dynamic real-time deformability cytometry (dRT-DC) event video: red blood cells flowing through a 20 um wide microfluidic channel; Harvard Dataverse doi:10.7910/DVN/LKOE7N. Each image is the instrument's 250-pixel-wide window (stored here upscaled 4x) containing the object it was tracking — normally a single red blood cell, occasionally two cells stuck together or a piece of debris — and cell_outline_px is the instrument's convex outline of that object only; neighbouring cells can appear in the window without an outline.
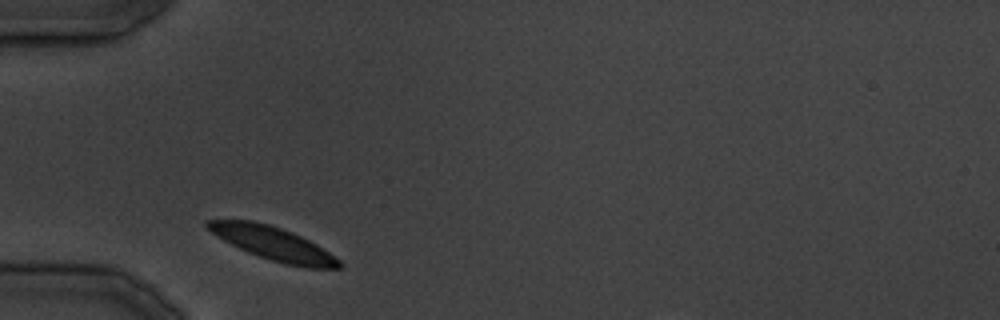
{"species": "common noctule bat (a hibernating species)", "species_latin": "Nyctalus noctula", "temperature_condition": "cold", "stored_images_in_passage": 18, "camera_frame_rate_fps": 3000, "um_per_image_px": 0.085, "animal": {"sex": "male", "body_mass_g": 19.5, "forearm_length_mm": 54.6}, "frame": {"image": 1, "passage_image": 1, "time_ms": 0.0, "image_size_px": [1000, 320], "cell_outline_px": [[344, 264], [340, 268], [304, 268], [284, 264], [248, 252], [224, 240], [212, 232], [204, 224], [204, 220], [252, 220], [268, 224], [292, 232], [316, 244], [340, 260]], "centroid_in_image_um": [23.24, 20.7], "position_along_channel_um": 61.8, "area_um2": 25.2}}
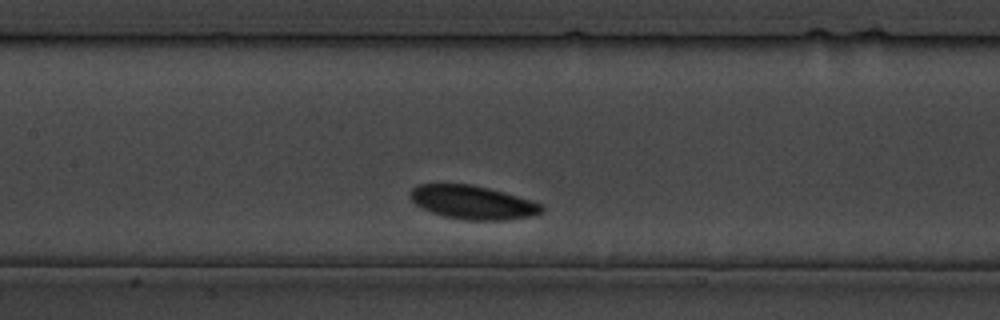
{"frame": {"image": 2, "passage_image": 8, "time_ms": 8.0, "image_size_px": [1000, 320], "cell_outline_px": [[544, 208], [540, 212], [532, 216], [504, 220], [464, 220], [444, 216], [432, 212], [416, 204], [408, 196], [408, 192], [416, 184], [472, 184], [504, 192], [532, 200], [540, 204]], "centroid_in_image_um": [40.15, 17.19], "position_along_channel_um": 167.3, "area_um2": 25.72}}
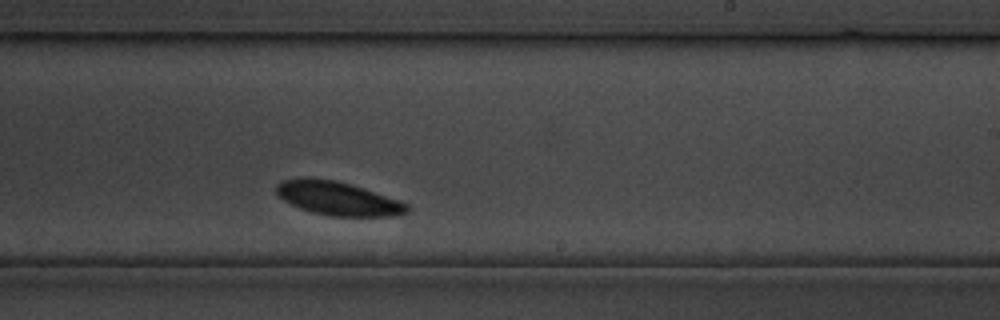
{"frame": {"image": 3, "passage_image": 13, "time_ms": 14.667, "image_size_px": [1000, 320], "cell_outline_px": [[408, 212], [396, 216], [328, 216], [312, 212], [300, 208], [276, 196], [276, 184], [284, 180], [300, 176], [308, 176], [336, 180], [352, 184], [400, 200], [408, 204]], "centroid_in_image_um": [28.69, 16.84], "position_along_channel_um": 260.3, "area_um2": 26.07}}